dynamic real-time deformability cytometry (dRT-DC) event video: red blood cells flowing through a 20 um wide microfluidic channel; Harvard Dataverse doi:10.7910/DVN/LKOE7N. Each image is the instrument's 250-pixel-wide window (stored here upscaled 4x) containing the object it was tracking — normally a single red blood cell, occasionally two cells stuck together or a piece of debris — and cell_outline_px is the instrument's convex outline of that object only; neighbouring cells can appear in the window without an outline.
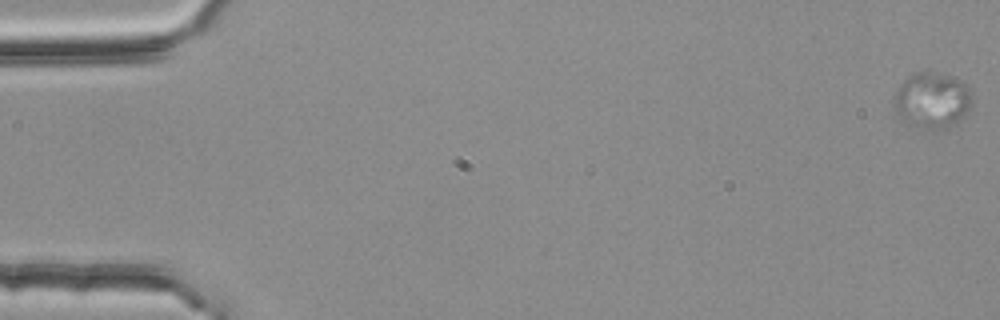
{"species": "common noctule bat (a hibernating species)", "species_latin": "Nyctalus noctula", "temperature_condition": "room temperature", "stored_images_in_passage": 56, "camera_frame_rate_fps": 3000, "um_per_image_px": 0.085, "animal": {"sex": "female", "body_mass_g": 25.1}, "frame": {"image": 1, "passage_image": 1, "time_ms": 0.0, "image_size_px": [1000, 320], "cell_outline_px": [[972, 104], [960, 120], [944, 128], [924, 128], [904, 124], [892, 116], [896, 92], [900, 84], [912, 72], [936, 72], [948, 76], [964, 84], [968, 88], [972, 96]], "centroid_in_image_um": [79.14, 8.55], "position_along_channel_um": 5.9, "area_um2": 25.55}}
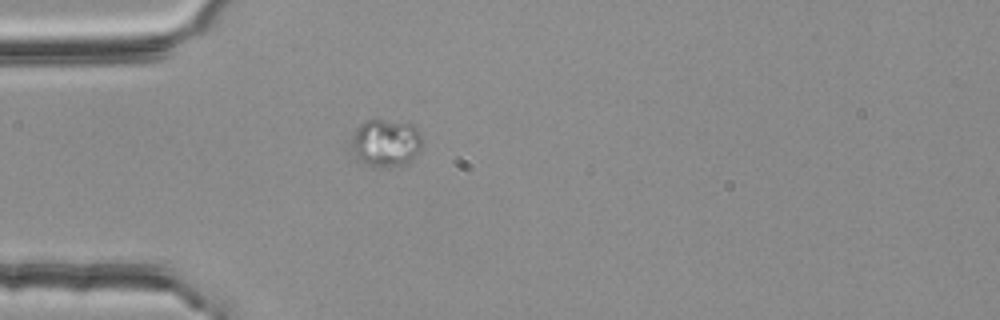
{"frame": {"image": 2, "passage_image": 17, "time_ms": 5.333, "image_size_px": [1000, 320], "cell_outline_px": [[420, 148], [408, 160], [400, 164], [364, 164], [356, 156], [352, 148], [352, 136], [356, 128], [360, 124], [368, 120], [384, 120], [412, 124], [420, 132]], "centroid_in_image_um": [32.75, 12.08], "position_along_channel_um": 52.2, "area_um2": 18.55}}